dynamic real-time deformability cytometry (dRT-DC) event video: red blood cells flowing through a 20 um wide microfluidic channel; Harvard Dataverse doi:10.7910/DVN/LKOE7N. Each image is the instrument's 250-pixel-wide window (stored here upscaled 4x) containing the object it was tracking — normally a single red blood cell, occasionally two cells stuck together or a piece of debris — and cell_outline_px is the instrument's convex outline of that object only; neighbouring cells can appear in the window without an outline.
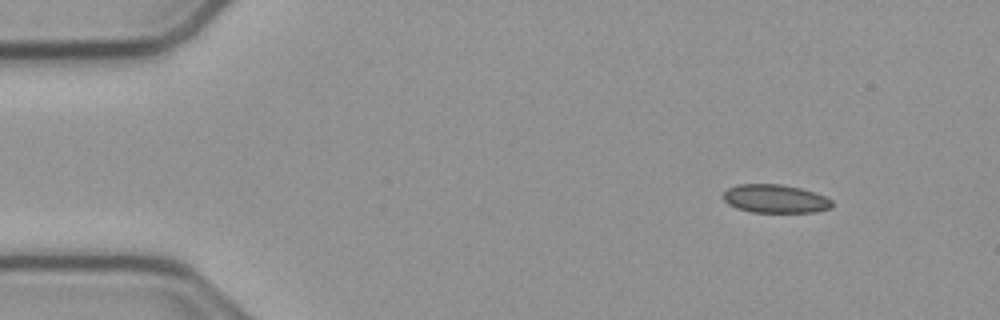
{"species": "common noctule bat (a hibernating species)", "species_latin": "Nyctalus noctula", "temperature_condition": "cold", "stored_images_in_passage": 49, "camera_frame_rate_fps": 3000, "um_per_image_px": 0.085, "animal": {"sex": "male", "body_mass_g": 23.1, "forearm_length_mm": 52.7}, "frame": {"image": 1, "passage_image": 1, "time_ms": 0.0, "image_size_px": [1000, 320], "cell_outline_px": [[832, 208], [816, 212], [752, 212], [736, 208], [728, 204], [720, 196], [728, 188], [736, 184], [784, 184], [800, 188], [824, 196], [832, 200]], "centroid_in_image_um": [65.86, 16.89], "position_along_channel_um": 19.1, "area_um2": 18.15}}
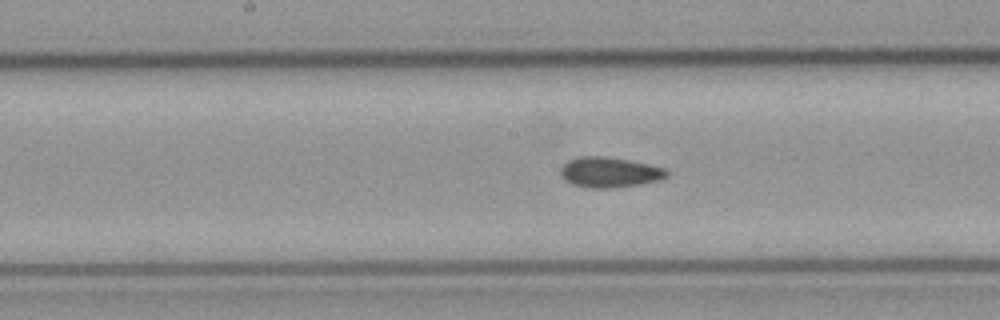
{"frame": {"image": 2, "passage_image": 22, "time_ms": 7.0, "image_size_px": [1000, 320], "cell_outline_px": [[668, 176], [660, 180], [640, 184], [616, 188], [588, 188], [572, 184], [564, 180], [560, 176], [560, 168], [568, 160], [576, 156], [604, 156], [628, 160], [648, 164], [664, 168], [668, 172]], "centroid_in_image_um": [51.77, 14.65], "position_along_channel_um": 196.4, "area_um2": 18.96}}
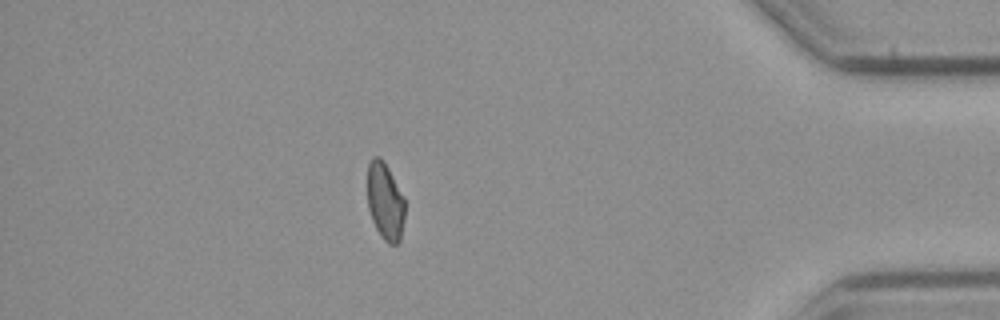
{"frame": {"image": 3, "passage_image": 42, "time_ms": 13.667, "image_size_px": [1000, 320], "cell_outline_px": [[404, 220], [400, 240], [396, 244], [388, 244], [384, 240], [376, 228], [372, 220], [368, 208], [368, 164], [372, 156], [380, 156], [384, 160], [404, 196]], "centroid_in_image_um": [32.74, 17.09], "position_along_channel_um": 402.5, "area_um2": 16.99}, "authors_computed_cell_mechanics": {"area_um2": 18.0336, "velocity_mm_per_s": 3.793, "shape_relaxation_time_tau1_ms": null, "shape_relaxation_time_tau2_ms": 8.7808, "deformation_change_tau1": null, "deformation_change_tau2": 0.0954}}